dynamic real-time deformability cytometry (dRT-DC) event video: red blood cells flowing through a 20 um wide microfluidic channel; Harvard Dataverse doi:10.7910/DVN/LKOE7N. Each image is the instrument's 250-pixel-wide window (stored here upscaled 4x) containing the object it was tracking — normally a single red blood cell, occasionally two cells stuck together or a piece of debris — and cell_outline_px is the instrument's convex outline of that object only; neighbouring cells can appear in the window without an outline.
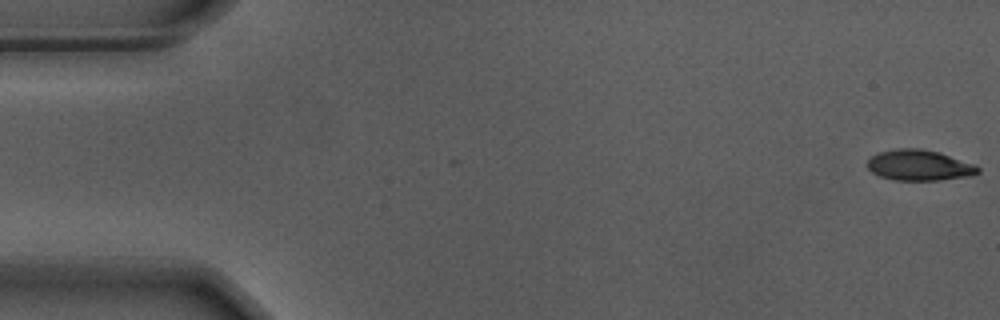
{"species": "Egyptian fruit bat (a non-hibernating species)", "species_latin": "Rousettus aegyptiacus", "temperature_condition": "warm", "stored_images_in_passage": 56, "camera_frame_rate_fps": 3000, "um_per_image_px": 0.085, "animal": {"sex": "male"}, "frame": {"image": 1, "passage_image": 1, "time_ms": 0.0, "image_size_px": [1000, 320], "cell_outline_px": [[980, 172], [972, 176], [940, 180], [896, 180], [880, 176], [872, 172], [864, 164], [872, 156], [880, 152], [900, 148], [920, 148], [940, 152], [976, 164], [980, 168]], "centroid_in_image_um": [78.17, 14.04], "position_along_channel_um": 6.8, "area_um2": 20.0}}
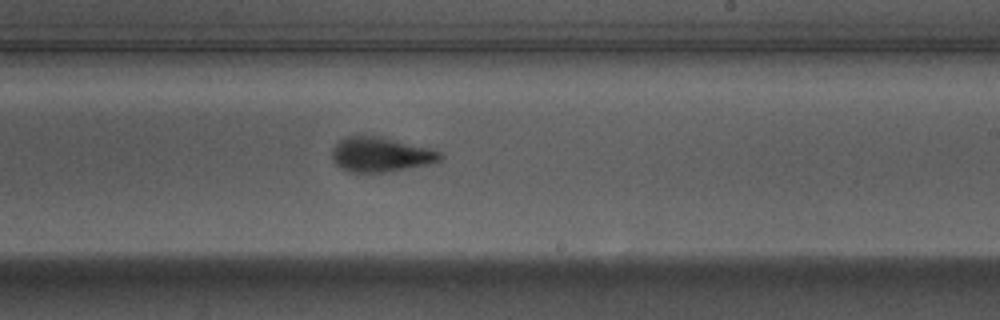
{"frame": {"image": 2, "passage_image": 33, "time_ms": 10.667, "image_size_px": [1000, 320], "cell_outline_px": [[444, 156], [440, 160], [428, 164], [384, 172], [348, 172], [340, 168], [332, 160], [332, 148], [344, 136], [356, 132], [376, 136], [428, 148], [440, 152]], "centroid_in_image_um": [32.26, 13.11], "position_along_channel_um": 256.7, "area_um2": 21.96}}
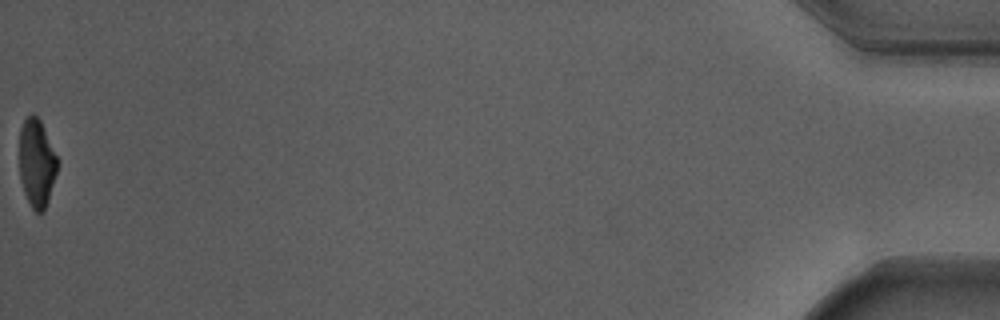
{"frame": {"image": 3, "passage_image": 56, "time_ms": 18.333, "image_size_px": [1000, 320], "cell_outline_px": [[56, 172], [48, 200], [44, 212], [36, 212], [32, 208], [24, 192], [20, 180], [20, 128], [24, 120], [32, 112], [40, 120], [56, 156]], "centroid_in_image_um": [3.09, 13.86], "position_along_channel_um": 432.1, "area_um2": 19.02}, "authors_computed_cell_mechanics": {"area_um2": 21.1837, "velocity_mm_per_s": 3.7045, "shape_relaxation_time_tau1_ms": 2.6735, "shape_relaxation_time_tau2_ms": 1.3328, "deformation_change_tau1": 0.1624, "deformation_change_tau2": 0.0785}}